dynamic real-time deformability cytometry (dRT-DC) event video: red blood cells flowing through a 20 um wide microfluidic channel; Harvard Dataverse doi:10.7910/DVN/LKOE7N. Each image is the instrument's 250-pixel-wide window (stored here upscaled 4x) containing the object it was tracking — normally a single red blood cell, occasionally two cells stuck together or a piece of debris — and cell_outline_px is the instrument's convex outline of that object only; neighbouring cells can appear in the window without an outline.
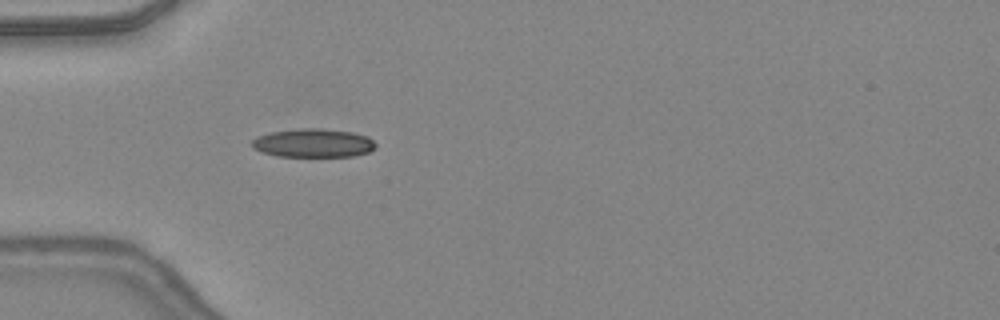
{"species": "common noctule bat (a hibernating species)", "species_latin": "Nyctalus noctula", "temperature_condition": "warm", "stored_images_in_passage": 31, "camera_frame_rate_fps": 3000, "um_per_image_px": 0.085, "animal": {"sex": "female", "body_mass_g": 24.6, "forearm_length_mm": 56.2}, "frame": {"image": 1, "passage_image": 1, "time_ms": 0.0, "image_size_px": [1000, 320], "cell_outline_px": [[376, 148], [368, 152], [352, 156], [276, 156], [260, 152], [252, 148], [252, 140], [256, 136], [272, 132], [300, 128], [316, 128], [352, 132], [368, 136], [376, 144]], "centroid_in_image_um": [26.6, 12.16], "position_along_channel_um": 58.4, "area_um2": 20.63}}
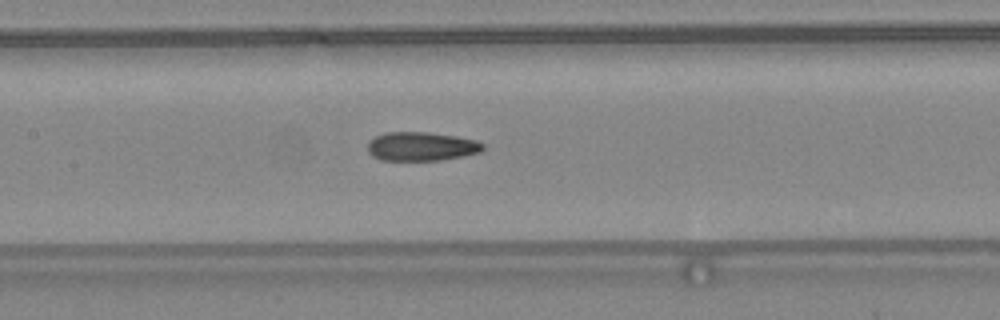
{"frame": {"image": 2, "passage_image": 9, "time_ms": 2.667, "image_size_px": [1000, 320], "cell_outline_px": [[484, 148], [480, 152], [464, 156], [440, 160], [380, 160], [372, 156], [368, 152], [368, 140], [384, 132], [428, 132], [456, 136], [476, 140], [484, 144]], "centroid_in_image_um": [35.8, 12.44], "position_along_channel_um": 171.6, "area_um2": 19.54}}
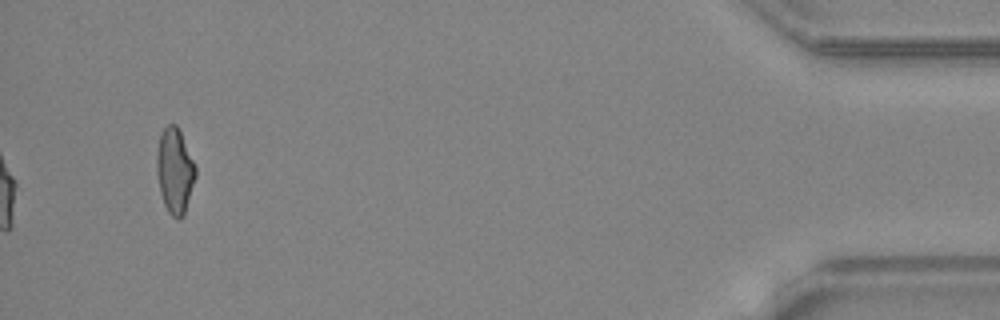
{"frame": {"image": 3, "passage_image": 31, "time_ms": 10.0, "image_size_px": [1000, 320], "cell_outline_px": [[196, 176], [184, 216], [180, 220], [176, 220], [168, 212], [164, 204], [160, 192], [156, 168], [156, 152], [160, 136], [164, 128], [168, 124], [176, 124], [180, 132], [196, 168]], "centroid_in_image_um": [14.85, 14.56], "position_along_channel_um": 420.4, "area_um2": 19.25}, "authors_computed_cell_mechanics": {"area_um2": 19.5942, "velocity_mm_per_s": 4.4225, "shape_relaxation_time_tau1_ms": 10.8093, "shape_relaxation_time_tau2_ms": 2.0489, "deformation_change_tau1": 0.3038, "deformation_change_tau2": 0.1104}}